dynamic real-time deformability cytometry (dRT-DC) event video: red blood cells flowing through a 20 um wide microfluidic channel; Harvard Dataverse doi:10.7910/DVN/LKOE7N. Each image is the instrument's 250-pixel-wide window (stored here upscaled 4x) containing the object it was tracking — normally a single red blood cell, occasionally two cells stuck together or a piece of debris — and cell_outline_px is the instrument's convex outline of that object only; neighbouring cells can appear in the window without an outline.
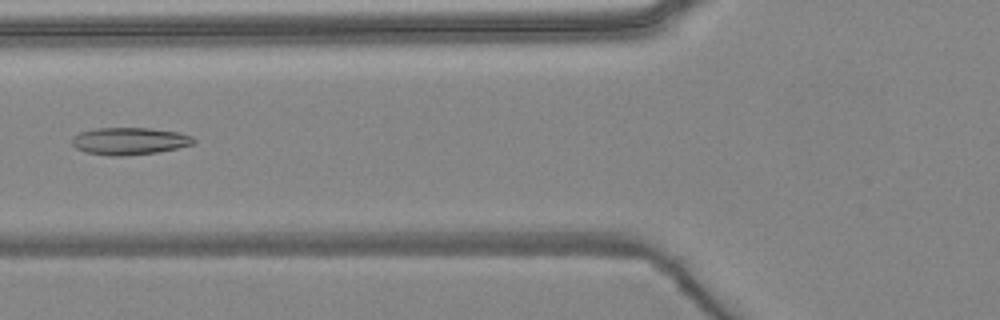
{"species": "common noctule bat (a hibernating species)", "species_latin": "Nyctalus noctula", "temperature_condition": "warm", "stored_images_in_passage": 6, "camera_frame_rate_fps": 3000, "um_per_image_px": 0.085, "animal": {"sex": "female", "body_mass_g": 24.6, "forearm_length_mm": 56.2}, "frame": {"image": 1, "passage_image": 5, "time_ms": 4.667, "image_size_px": [1000, 320], "cell_outline_px": [[196, 144], [156, 152], [124, 156], [108, 156], [88, 152], [76, 148], [72, 144], [72, 136], [80, 132], [96, 128], [148, 128], [180, 132], [192, 136], [196, 140]], "centroid_in_image_um": [11.02, 11.99], "position_along_channel_um": 114.8, "area_um2": 19.36}}
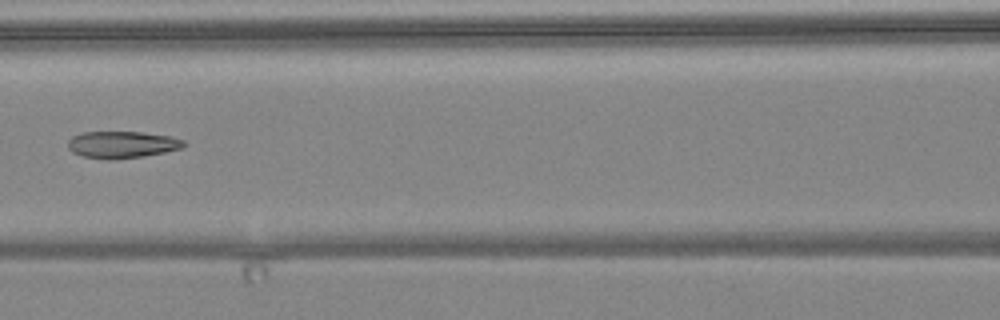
{"frame": {"image": 2, "passage_image": 6, "time_ms": 5.667, "image_size_px": [1000, 320], "cell_outline_px": [[188, 144], [184, 148], [144, 156], [112, 160], [108, 160], [80, 156], [72, 152], [68, 148], [68, 140], [72, 136], [80, 132], [140, 132], [172, 136], [184, 140]], "centroid_in_image_um": [10.38, 12.29], "position_along_channel_um": 156.2, "area_um2": 18.5}}